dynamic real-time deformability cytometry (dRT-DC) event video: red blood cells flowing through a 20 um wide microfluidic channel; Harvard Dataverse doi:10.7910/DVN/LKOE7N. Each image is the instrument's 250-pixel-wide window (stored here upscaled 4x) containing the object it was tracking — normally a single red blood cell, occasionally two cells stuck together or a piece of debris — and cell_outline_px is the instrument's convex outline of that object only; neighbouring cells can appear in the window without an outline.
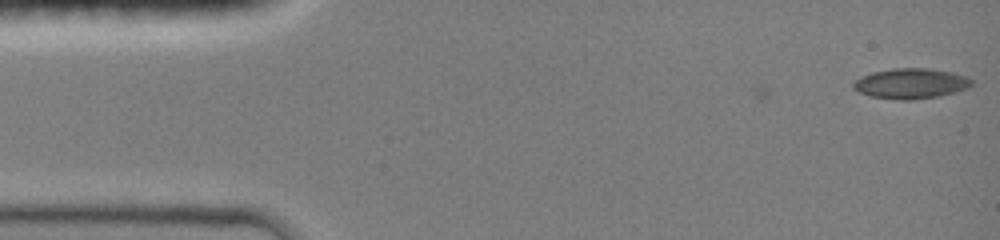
{"species": "common noctule bat (a hibernating species)", "species_latin": "Nyctalus noctula", "temperature_condition": "room temperature", "stored_images_in_passage": 3, "camera_frame_rate_fps": 3000, "um_per_image_px": 0.085, "animal": {"sex": "female", "body_mass_g": 19.0, "forearm_length_mm": 51.5}, "frame": {"image": 1, "passage_image": 3, "time_ms": 1.333, "image_size_px": [1000, 240], "cell_outline_px": [[972, 84], [968, 88], [956, 92], [940, 96], [912, 100], [896, 100], [872, 96], [860, 92], [852, 88], [852, 84], [860, 76], [872, 72], [892, 68], [928, 68], [952, 72], [968, 76], [972, 80]], "centroid_in_image_um": [77.43, 7.09], "position_along_channel_um": 7.6, "area_um2": 21.1}}